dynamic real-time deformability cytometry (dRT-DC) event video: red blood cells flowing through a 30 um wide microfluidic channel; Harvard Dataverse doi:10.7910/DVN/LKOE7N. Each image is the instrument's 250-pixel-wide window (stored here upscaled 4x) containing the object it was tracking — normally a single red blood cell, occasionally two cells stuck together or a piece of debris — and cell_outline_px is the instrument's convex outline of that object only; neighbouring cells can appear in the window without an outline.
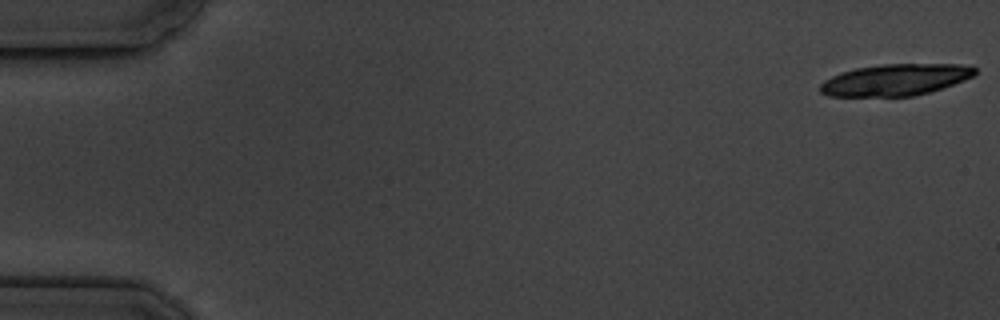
{"species": "common noctule bat (a hibernating species)", "species_latin": "Nyctalus noctula", "temperature_condition": "cold", "stored_images_in_passage": 8, "camera_frame_rate_fps": 3000, "um_per_image_px": 0.085, "animal": {"sex": "male", "body_mass_g": 19.5, "forearm_length_mm": 54.6}, "frame": {"image": 1, "passage_image": 1, "time_ms": 0.0, "image_size_px": [1000, 320], "cell_outline_px": [[976, 72], [972, 76], [964, 80], [928, 92], [912, 96], [828, 96], [820, 92], [820, 84], [824, 80], [840, 72], [856, 68], [880, 64], [960, 64], [976, 68]], "centroid_in_image_um": [76.06, 6.78], "position_along_channel_um": 8.9, "area_um2": 28.26}}
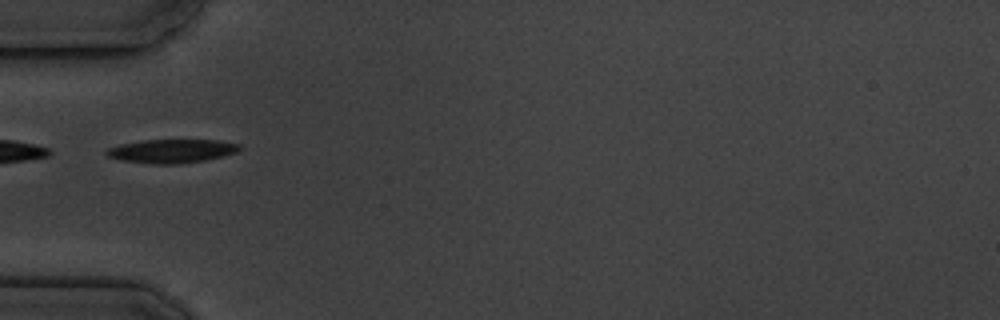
{"frame": {"image": 2, "passage_image": 6, "time_ms": 6.0, "image_size_px": [1000, 320], "cell_outline_px": [[240, 148], [236, 152], [224, 156], [204, 160], [176, 164], [156, 164], [120, 160], [108, 156], [104, 152], [108, 148], [120, 144], [144, 140], [216, 140], [240, 144]], "centroid_in_image_um": [14.58, 12.84], "position_along_channel_um": 70.4, "area_um2": 18.21}}